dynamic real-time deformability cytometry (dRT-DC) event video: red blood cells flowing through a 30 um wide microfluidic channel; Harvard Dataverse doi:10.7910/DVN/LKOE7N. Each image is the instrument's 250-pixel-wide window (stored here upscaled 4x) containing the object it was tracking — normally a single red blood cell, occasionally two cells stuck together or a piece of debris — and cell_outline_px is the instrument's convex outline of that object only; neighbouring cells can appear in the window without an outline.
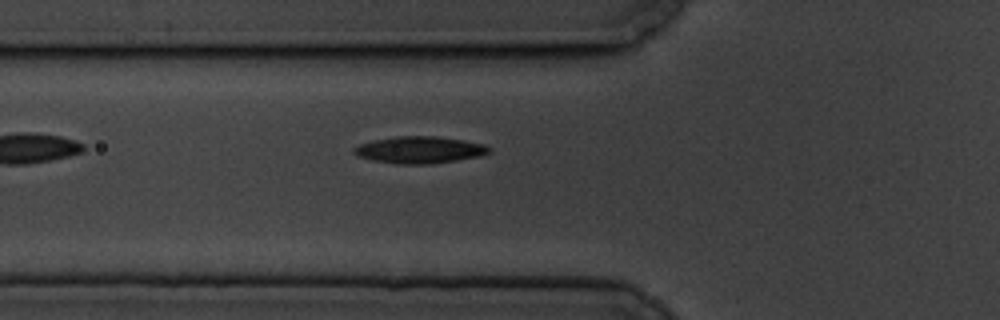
{"species": "common noctule bat (a hibernating species)", "species_latin": "Nyctalus noctula", "temperature_condition": "cold", "stored_images_in_passage": 6, "camera_frame_rate_fps": 3000, "um_per_image_px": 0.085, "animal": {"sex": "male", "body_mass_g": 19.5, "forearm_length_mm": 54.6}, "frame": {"image": 1, "passage_image": 6, "time_ms": 6.667, "image_size_px": [1000, 320], "cell_outline_px": [[492, 152], [480, 156], [456, 160], [428, 164], [396, 164], [372, 160], [356, 156], [352, 152], [352, 148], [360, 144], [376, 140], [396, 136], [436, 136], [464, 140], [484, 144], [492, 148]], "centroid_in_image_um": [35.67, 12.74], "position_along_channel_um": 90.1, "area_um2": 21.27}}